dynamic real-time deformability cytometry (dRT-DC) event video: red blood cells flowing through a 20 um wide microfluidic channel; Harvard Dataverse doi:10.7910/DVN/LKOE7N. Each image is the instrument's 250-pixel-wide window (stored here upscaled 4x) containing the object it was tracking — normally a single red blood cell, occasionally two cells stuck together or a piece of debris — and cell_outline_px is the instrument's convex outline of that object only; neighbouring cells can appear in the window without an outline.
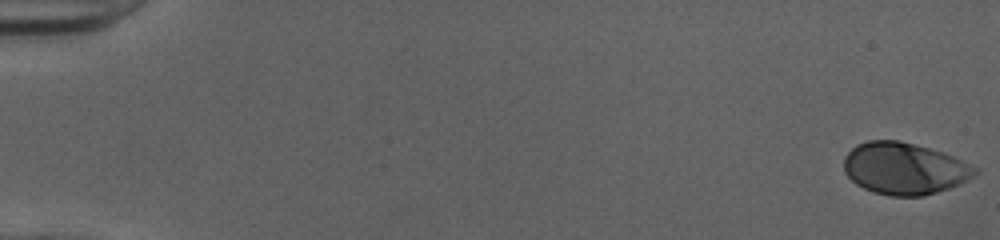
{"species": "human", "species_latin": "Homo sapiens", "temperature_condition": "cold", "stored_images_in_passage": 52, "camera_frame_rate_fps": 3000, "um_per_image_px": 0.085, "donor": {"sex": "female"}, "frame": {"image": 1, "passage_image": 1, "time_ms": 0.0, "image_size_px": [1000, 240], "cell_outline_px": [[980, 172], [948, 188], [924, 196], [892, 196], [872, 192], [856, 184], [844, 172], [844, 156], [856, 144], [868, 140], [900, 140], [944, 152], [980, 168]], "centroid_in_image_um": [76.86, 14.31], "position_along_channel_um": 8.1, "area_um2": 39.71}}
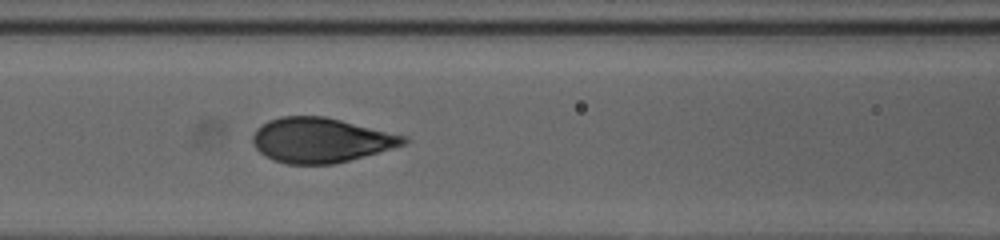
{"frame": {"image": 2, "passage_image": 24, "time_ms": 7.667, "image_size_px": [1000, 240], "cell_outline_px": [[408, 144], [336, 164], [288, 164], [272, 160], [264, 156], [252, 144], [252, 136], [256, 128], [268, 120], [280, 116], [324, 116], [408, 136]], "centroid_in_image_um": [27.26, 11.92], "position_along_channel_um": 139.3, "area_um2": 39.71}}
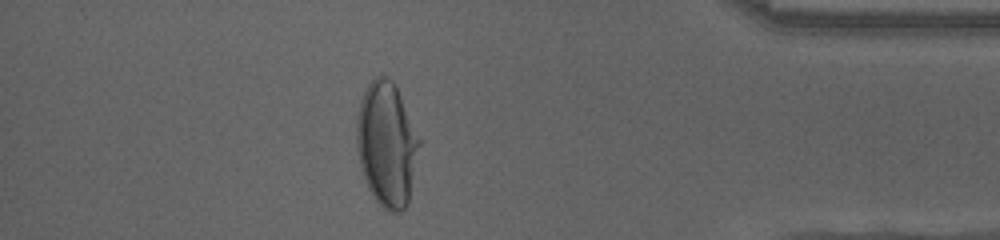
{"frame": {"image": 3, "passage_image": 46, "time_ms": 15.0, "image_size_px": [1000, 240], "cell_outline_px": [[424, 140], [408, 200], [404, 208], [400, 212], [392, 212], [384, 208], [372, 196], [368, 188], [360, 168], [356, 148], [356, 120], [360, 100], [368, 84], [380, 72], [388, 76], [396, 84]], "centroid_in_image_um": [32.92, 12.19], "position_along_channel_um": 402.3, "area_um2": 47.11}, "authors_computed_cell_mechanics": {"area_um2": 39.7086, "velocity_mm_per_s": 4.0147, "shape_relaxation_time_tau1_ms": 4.7451, "shape_relaxation_time_tau2_ms": null, "deformation_change_tau1": 0.2253, "deformation_change_tau2": null}}